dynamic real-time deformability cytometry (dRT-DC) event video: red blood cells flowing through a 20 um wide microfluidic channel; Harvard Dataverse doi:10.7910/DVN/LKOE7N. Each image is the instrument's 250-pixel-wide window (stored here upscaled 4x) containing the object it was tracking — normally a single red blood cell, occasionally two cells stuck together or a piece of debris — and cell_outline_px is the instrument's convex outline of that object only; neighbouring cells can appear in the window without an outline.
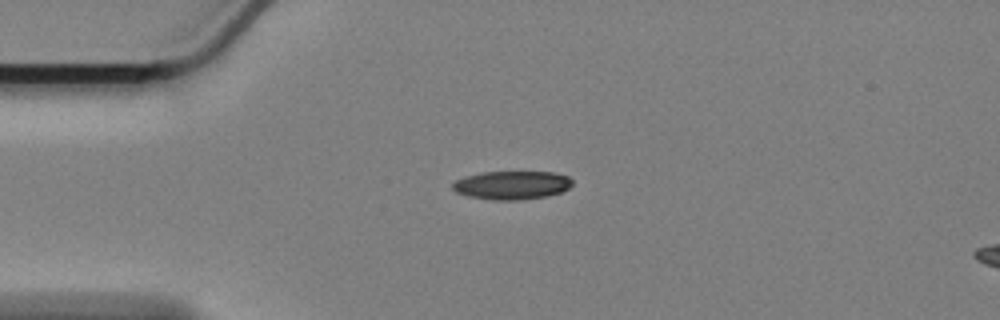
{"species": "Egyptian fruit bat (a non-hibernating species)", "species_latin": "Rousettus aegyptiacus", "temperature_condition": "cold", "stored_images_in_passage": 37, "camera_frame_rate_fps": 3000, "um_per_image_px": 0.085, "animal": {"sex": "female"}, "frame": {"image": 1, "passage_image": 1, "time_ms": 0.0, "image_size_px": [1000, 320], "cell_outline_px": [[572, 184], [568, 188], [560, 192], [544, 196], [516, 200], [492, 200], [468, 196], [456, 192], [452, 188], [452, 184], [456, 180], [468, 176], [484, 172], [552, 172], [568, 176], [572, 180]], "centroid_in_image_um": [43.5, 15.73], "position_along_channel_um": 41.5, "area_um2": 19.59}}
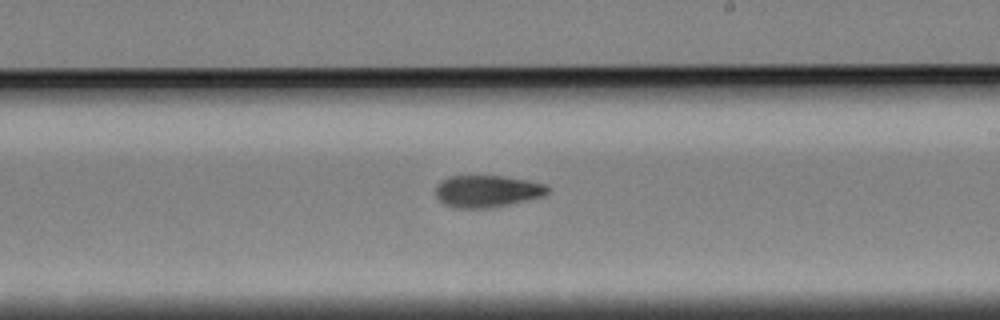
{"frame": {"image": 2, "passage_image": 21, "time_ms": 6.667, "image_size_px": [1000, 320], "cell_outline_px": [[548, 192], [544, 196], [488, 208], [452, 208], [444, 204], [436, 196], [436, 188], [440, 180], [448, 176], [504, 176], [528, 180], [544, 184], [548, 188]], "centroid_in_image_um": [41.36, 16.25], "position_along_channel_um": 247.6, "area_um2": 20.81}}
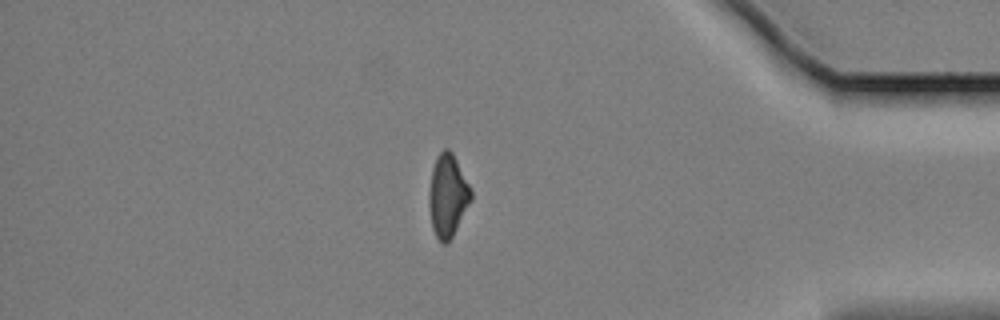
{"frame": {"image": 3, "passage_image": 37, "time_ms": 12.0, "image_size_px": [1000, 320], "cell_outline_px": [[472, 200], [448, 244], [440, 244], [432, 228], [428, 204], [428, 192], [432, 168], [440, 152], [444, 148], [448, 148], [452, 152], [472, 188]], "centroid_in_image_um": [38.05, 16.66], "position_along_channel_um": 397.1, "area_um2": 20.52}, "authors_computed_cell_mechanics": {"area_um2": 21.1548, "velocity_mm_per_s": 3.4102, "shape_relaxation_time_tau1_ms": 5.7505, "shape_relaxation_time_tau2_ms": 7.1583, "deformation_change_tau1": 0.1568, "deformation_change_tau2": 0.1385}}